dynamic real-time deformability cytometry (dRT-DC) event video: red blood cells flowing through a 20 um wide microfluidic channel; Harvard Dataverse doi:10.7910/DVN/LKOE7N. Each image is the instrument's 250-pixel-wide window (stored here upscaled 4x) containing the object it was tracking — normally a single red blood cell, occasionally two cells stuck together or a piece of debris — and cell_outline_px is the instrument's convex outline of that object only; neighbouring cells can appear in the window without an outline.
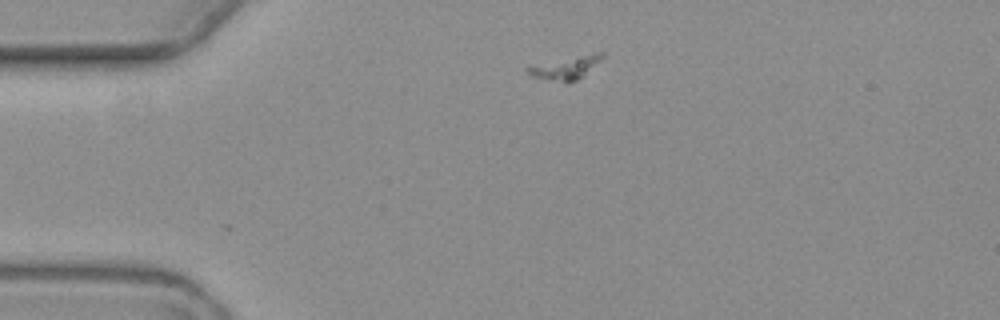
{"species": "common noctule bat (a hibernating species)", "species_latin": "Nyctalus noctula", "temperature_condition": "warm", "stored_images_in_passage": 3, "camera_frame_rate_fps": 3000, "um_per_image_px": 0.085, "animal": {"sex": "female", "body_mass_g": 19.3, "forearm_length_mm": 54.1}, "frame": {"image": 1, "passage_image": 2, "time_ms": 1.0, "image_size_px": [1000, 320], "cell_outline_px": [[604, 56], [584, 76], [568, 84], [548, 80], [532, 76], [524, 68], [528, 64], [596, 52], [604, 52]], "centroid_in_image_um": [48.02, 5.76], "position_along_channel_um": 37.0, "area_um2": 10.4}}